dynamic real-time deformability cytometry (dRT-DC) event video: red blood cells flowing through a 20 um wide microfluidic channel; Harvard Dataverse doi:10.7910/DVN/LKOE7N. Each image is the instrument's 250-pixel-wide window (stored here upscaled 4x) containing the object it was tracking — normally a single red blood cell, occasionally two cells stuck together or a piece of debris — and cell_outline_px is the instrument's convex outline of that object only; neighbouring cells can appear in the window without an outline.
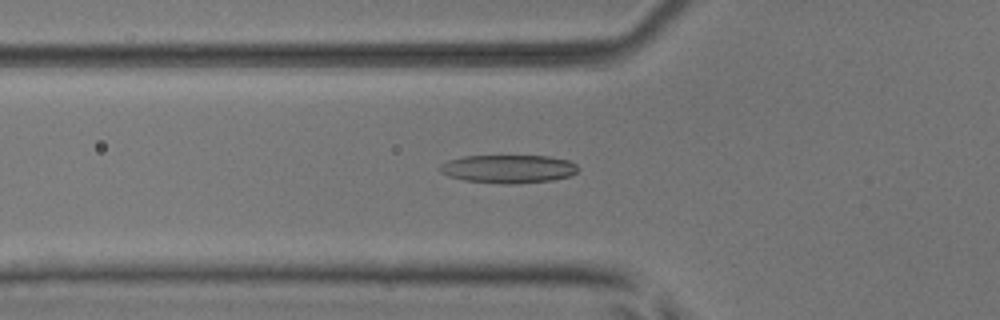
{"species": "common noctule bat (a hibernating species)", "species_latin": "Nyctalus noctula", "temperature_condition": "room temperature", "stored_images_in_passage": 40, "camera_frame_rate_fps": 3000, "um_per_image_px": 0.085, "animal": {"sex": "male", "body_mass_g": 17.9, "forearm_length_mm": 54.2}, "frame": {"image": 1, "passage_image": 7, "time_ms": 2.0, "image_size_px": [1000, 320], "cell_outline_px": [[580, 168], [576, 172], [568, 176], [552, 180], [512, 184], [508, 184], [464, 180], [448, 176], [440, 172], [440, 164], [448, 160], [460, 156], [548, 156], [568, 160], [576, 164]], "centroid_in_image_um": [43.19, 14.35], "position_along_channel_um": 82.6, "area_um2": 22.72}}
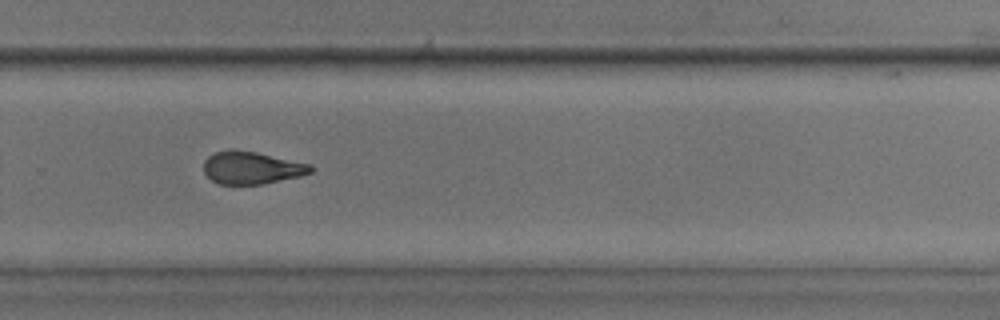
{"frame": {"image": 2, "passage_image": 24, "time_ms": 7.667, "image_size_px": [1000, 320], "cell_outline_px": [[316, 168], [312, 172], [300, 176], [264, 184], [220, 184], [212, 180], [204, 172], [204, 160], [208, 156], [216, 152], [228, 148], [236, 148], [256, 152], [312, 164]], "centroid_in_image_um": [21.41, 14.24], "position_along_channel_um": 308.4, "area_um2": 20.58}}
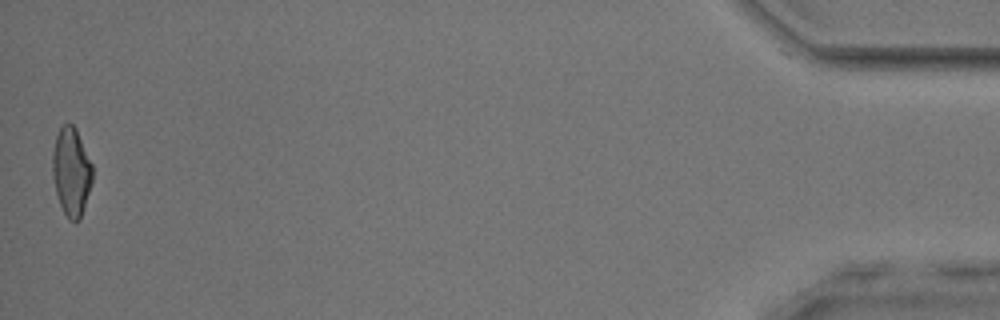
{"frame": {"image": 3, "passage_image": 40, "time_ms": 13.0, "image_size_px": [1000, 320], "cell_outline_px": [[92, 180], [80, 220], [68, 220], [60, 204], [56, 192], [52, 176], [52, 152], [56, 136], [60, 128], [64, 124], [72, 124], [76, 128], [92, 164]], "centroid_in_image_um": [6.05, 14.58], "position_along_channel_um": 429.2, "area_um2": 20.4}, "authors_computed_cell_mechanics": {"area_um2": 21.097, "velocity_mm_per_s": 3.9906, "shape_relaxation_time_tau1_ms": 5.0517, "shape_relaxation_time_tau2_ms": 2.6948, "deformation_change_tau1": 0.1753, "deformation_change_tau2": 0.1002}}